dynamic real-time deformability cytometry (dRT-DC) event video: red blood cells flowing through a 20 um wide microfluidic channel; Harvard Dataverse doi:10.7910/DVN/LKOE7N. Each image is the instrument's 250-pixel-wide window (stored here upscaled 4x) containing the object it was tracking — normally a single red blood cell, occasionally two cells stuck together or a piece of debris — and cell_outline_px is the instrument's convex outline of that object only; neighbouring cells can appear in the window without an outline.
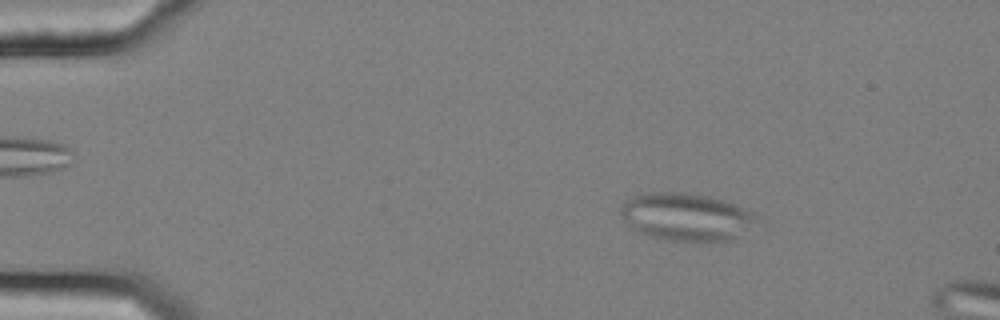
{"species": "common noctule bat (a hibernating species)", "species_latin": "Nyctalus noctula", "temperature_condition": "cold", "stored_images_in_passage": 10, "camera_frame_rate_fps": 3000, "um_per_image_px": 0.085, "animal": {"sex": "female", "body_mass_g": 25.1}, "frame": {"image": 1, "passage_image": 2, "time_ms": 0.333, "image_size_px": [1000, 320], "cell_outline_px": [[756, 216], [732, 240], [712, 244], [700, 244], [664, 240], [648, 236], [636, 232], [628, 228], [620, 212], [620, 208], [632, 196], [652, 192], [680, 192], [708, 196], [724, 200], [752, 212]], "centroid_in_image_um": [58.22, 18.48], "position_along_channel_um": 26.8, "area_um2": 38.03}}